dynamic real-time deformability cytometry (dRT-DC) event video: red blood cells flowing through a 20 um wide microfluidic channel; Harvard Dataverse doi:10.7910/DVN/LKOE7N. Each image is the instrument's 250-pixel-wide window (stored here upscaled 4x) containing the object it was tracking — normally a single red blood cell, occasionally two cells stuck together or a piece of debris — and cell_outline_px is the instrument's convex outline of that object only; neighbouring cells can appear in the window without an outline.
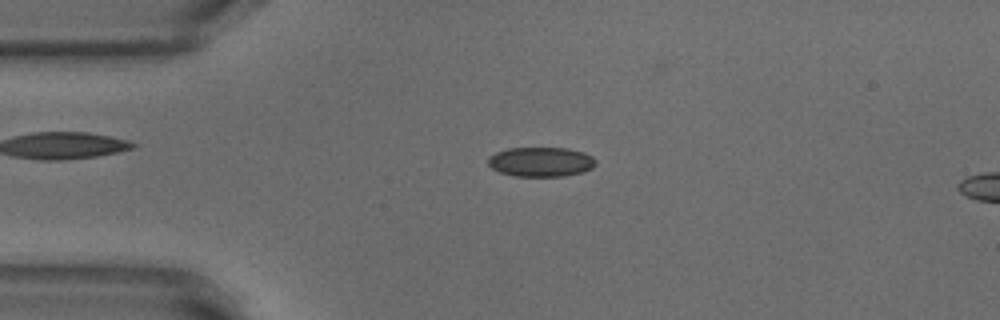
{"species": "common noctule bat (a hibernating species)", "species_latin": "Nyctalus noctula", "temperature_condition": "warm", "stored_images_in_passage": 15, "camera_frame_rate_fps": 3000, "um_per_image_px": 0.085, "animal": {"sex": "male", "body_mass_g": 18.8}, "frame": {"image": 1, "passage_image": 11, "time_ms": 3.333, "image_size_px": [1000, 320], "cell_outline_px": [[596, 164], [592, 168], [584, 172], [564, 176], [512, 176], [500, 172], [492, 168], [488, 164], [488, 156], [496, 152], [508, 148], [568, 148], [584, 152], [592, 156], [596, 160]], "centroid_in_image_um": [45.99, 13.75], "position_along_channel_um": 39.0, "area_um2": 18.73}}